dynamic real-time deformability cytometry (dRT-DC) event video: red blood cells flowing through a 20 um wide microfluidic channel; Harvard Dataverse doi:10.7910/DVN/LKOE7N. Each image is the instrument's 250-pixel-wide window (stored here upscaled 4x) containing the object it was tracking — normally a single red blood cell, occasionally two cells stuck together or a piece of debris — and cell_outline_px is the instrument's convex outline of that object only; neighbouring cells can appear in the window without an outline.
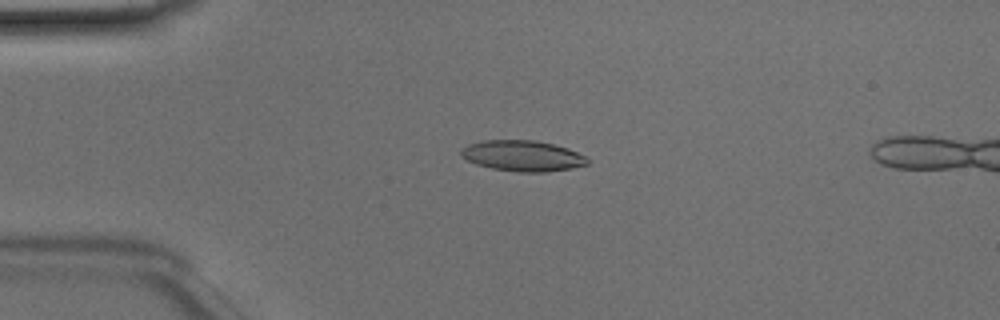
{"species": "Egyptian fruit bat (a non-hibernating species)", "species_latin": "Rousettus aegyptiacus", "temperature_condition": "room temperature", "stored_images_in_passage": 47, "camera_frame_rate_fps": 3000, "um_per_image_px": 0.085, "animal": {"sex": "male"}, "frame": {"image": 1, "passage_image": 11, "time_ms": 3.333, "image_size_px": [1000, 320], "cell_outline_px": [[588, 164], [572, 168], [544, 172], [520, 172], [492, 168], [476, 164], [460, 156], [460, 148], [468, 144], [484, 140], [536, 140], [568, 148], [584, 156], [588, 160]], "centroid_in_image_um": [44.38, 13.24], "position_along_channel_um": 40.6, "area_um2": 22.6}}
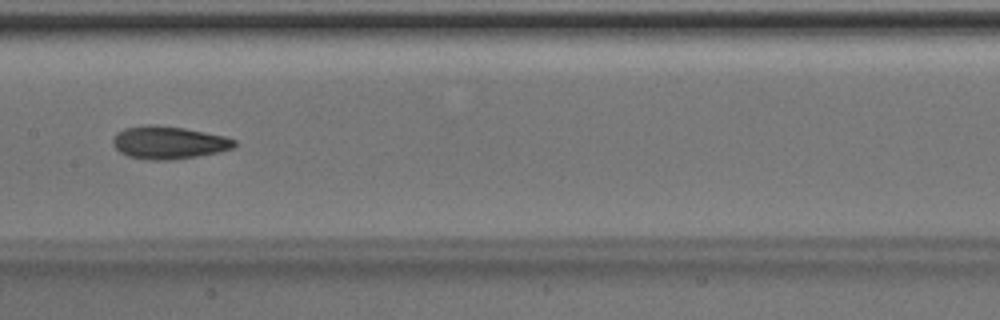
{"frame": {"image": 2, "passage_image": 24, "time_ms": 7.667, "image_size_px": [1000, 320], "cell_outline_px": [[236, 144], [232, 148], [220, 152], [172, 160], [148, 160], [128, 156], [120, 152], [112, 144], [112, 140], [116, 132], [124, 128], [148, 124], [184, 128], [224, 136], [236, 140]], "centroid_in_image_um": [14.31, 12.12], "position_along_channel_um": 193.1, "area_um2": 23.18}}
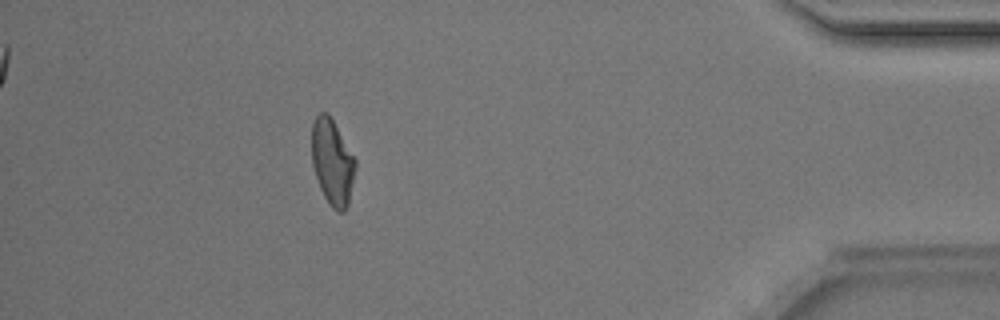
{"frame": {"image": 3, "passage_image": 43, "time_ms": 14.0, "image_size_px": [1000, 320], "cell_outline_px": [[356, 168], [348, 204], [344, 212], [336, 212], [328, 204], [320, 188], [312, 164], [312, 124], [316, 116], [320, 112], [328, 112], [356, 160]], "centroid_in_image_um": [28.25, 13.79], "position_along_channel_um": 407.0, "area_um2": 21.79}}